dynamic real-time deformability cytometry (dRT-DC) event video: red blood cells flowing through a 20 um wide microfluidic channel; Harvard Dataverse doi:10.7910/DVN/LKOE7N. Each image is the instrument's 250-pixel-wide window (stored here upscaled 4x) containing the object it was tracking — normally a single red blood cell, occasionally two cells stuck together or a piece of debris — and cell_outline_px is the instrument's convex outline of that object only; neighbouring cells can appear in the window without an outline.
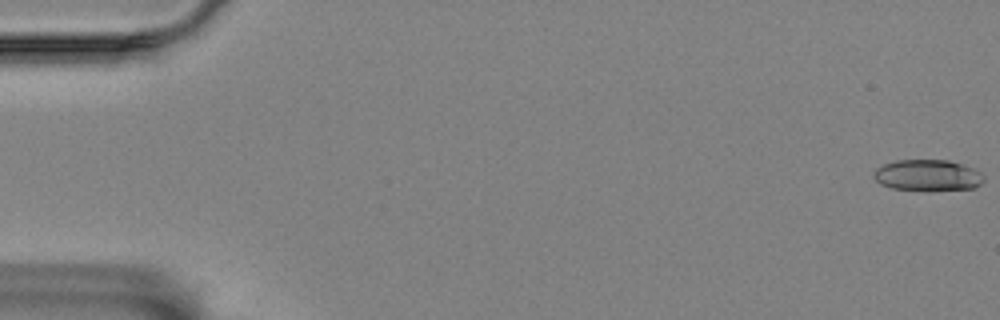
{"species": "Egyptian fruit bat (a non-hibernating species)", "species_latin": "Rousettus aegyptiacus", "temperature_condition": "room temperature", "stored_images_in_passage": 58, "camera_frame_rate_fps": 3000, "um_per_image_px": 0.085, "animal": {"sex": "female"}, "frame": {"image": 1, "passage_image": 1, "time_ms": 0.0, "image_size_px": [1000, 320], "cell_outline_px": [[984, 180], [980, 184], [972, 188], [892, 188], [880, 184], [872, 176], [872, 172], [876, 168], [884, 164], [896, 160], [948, 160], [964, 164], [980, 172], [984, 176]], "centroid_in_image_um": [78.82, 14.85], "position_along_channel_um": 6.2, "area_um2": 19.36}}
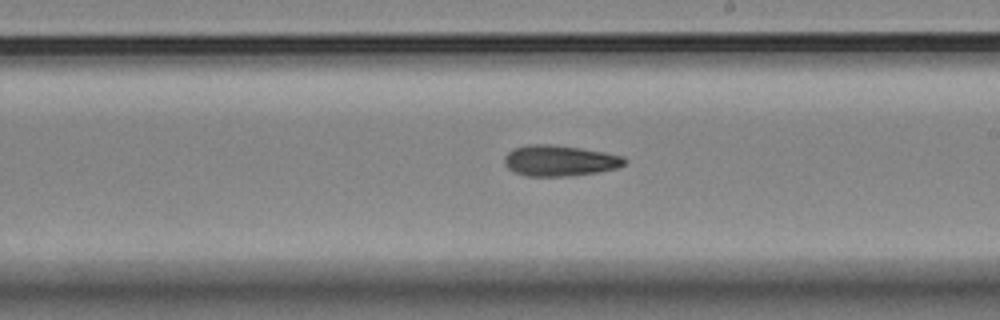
{"frame": {"image": 2, "passage_image": 34, "time_ms": 11.0, "image_size_px": [1000, 320], "cell_outline_px": [[628, 160], [624, 164], [616, 168], [596, 172], [568, 176], [528, 176], [512, 172], [504, 164], [504, 156], [508, 152], [516, 148], [528, 144], [552, 144], [580, 148], [604, 152], [624, 156]], "centroid_in_image_um": [47.55, 13.65], "position_along_channel_um": 241.4, "area_um2": 21.62}}
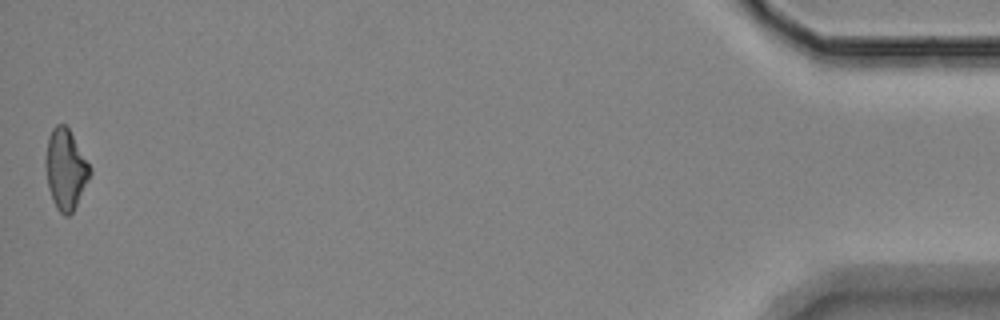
{"frame": {"image": 3, "passage_image": 58, "time_ms": 19.0, "image_size_px": [1000, 320], "cell_outline_px": [[92, 172], [72, 212], [68, 216], [64, 216], [56, 208], [52, 200], [48, 188], [44, 164], [44, 160], [48, 136], [52, 128], [56, 124], [64, 124], [68, 128], [92, 168]], "centroid_in_image_um": [5.55, 14.37], "position_along_channel_um": 429.7, "area_um2": 20.81}}